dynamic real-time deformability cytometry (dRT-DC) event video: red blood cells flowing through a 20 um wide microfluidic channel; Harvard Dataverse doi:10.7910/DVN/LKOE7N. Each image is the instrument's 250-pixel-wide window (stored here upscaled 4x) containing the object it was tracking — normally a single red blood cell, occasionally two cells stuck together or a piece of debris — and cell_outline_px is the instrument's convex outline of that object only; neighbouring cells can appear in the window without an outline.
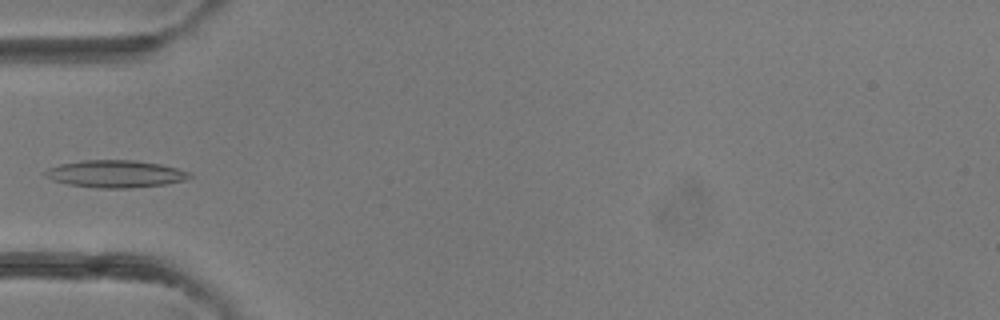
{"species": "common noctule bat (a hibernating species)", "species_latin": "Nyctalus noctula", "temperature_condition": "room temperature", "stored_images_in_passage": 4, "camera_frame_rate_fps": 3000, "um_per_image_px": 0.085, "animal": {"sex": "female"}, "frame": {"image": 1, "passage_image": 4, "time_ms": 3.333, "image_size_px": [1000, 320], "cell_outline_px": [[192, 176], [184, 180], [164, 184], [132, 188], [100, 188], [68, 184], [52, 180], [44, 176], [44, 172], [48, 168], [60, 164], [80, 160], [132, 160], [160, 164], [192, 172]], "centroid_in_image_um": [9.8, 14.77], "position_along_channel_um": 75.2, "area_um2": 22.95}}